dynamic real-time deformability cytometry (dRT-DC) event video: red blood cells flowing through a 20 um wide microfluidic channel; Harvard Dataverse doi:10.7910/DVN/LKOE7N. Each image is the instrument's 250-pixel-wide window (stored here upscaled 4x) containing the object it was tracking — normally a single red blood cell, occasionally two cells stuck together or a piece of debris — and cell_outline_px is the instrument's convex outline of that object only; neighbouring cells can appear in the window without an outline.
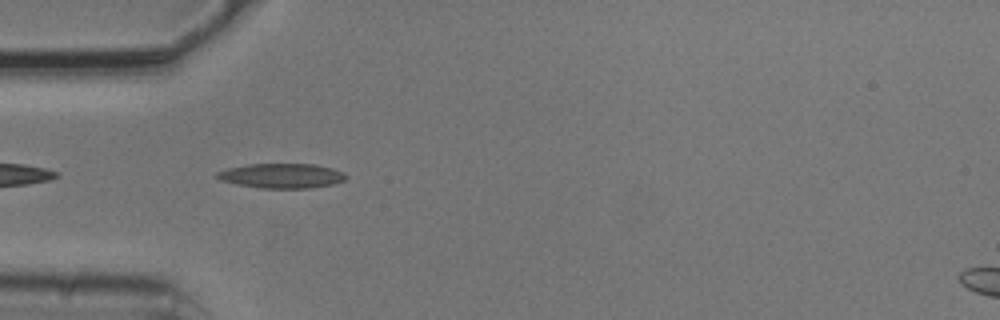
{"species": "common noctule bat (a hibernating species)", "species_latin": "Nyctalus noctula", "temperature_condition": "cold", "stored_images_in_passage": 2, "camera_frame_rate_fps": 3000, "um_per_image_px": 0.085, "animal": {"sex": "male", "body_mass_g": 20.5, "forearm_length_mm": 52.5}, "frame": {"image": 1, "passage_image": 1, "time_ms": 0.0, "image_size_px": [1000, 320], "cell_outline_px": [[348, 176], [344, 180], [332, 184], [312, 188], [260, 188], [236, 184], [220, 180], [216, 176], [216, 172], [228, 168], [248, 164], [312, 164], [332, 168], [344, 172]], "centroid_in_image_um": [23.94, 14.94], "position_along_channel_um": 61.1, "area_um2": 18.55}}
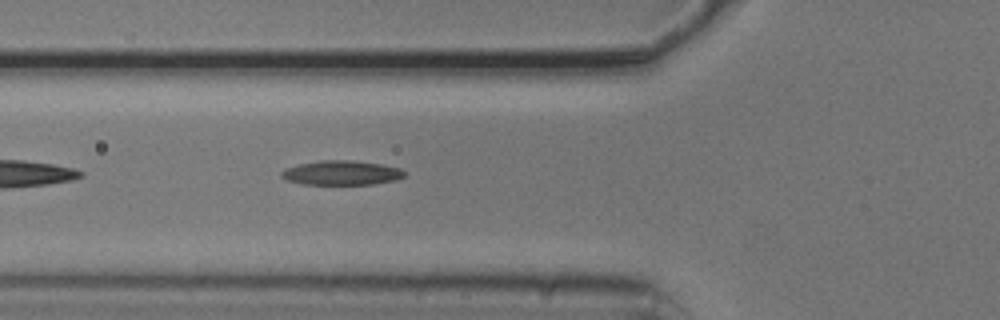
{"frame": {"image": 2, "passage_image": 2, "time_ms": 0.333, "image_size_px": [1000, 320], "cell_outline_px": [[408, 172], [404, 176], [396, 180], [376, 184], [304, 184], [288, 180], [280, 176], [280, 172], [284, 168], [300, 164], [320, 160], [352, 160], [380, 164], [400, 168]], "centroid_in_image_um": [29.05, 14.69], "position_along_channel_um": 96.7, "area_um2": 17.57}}